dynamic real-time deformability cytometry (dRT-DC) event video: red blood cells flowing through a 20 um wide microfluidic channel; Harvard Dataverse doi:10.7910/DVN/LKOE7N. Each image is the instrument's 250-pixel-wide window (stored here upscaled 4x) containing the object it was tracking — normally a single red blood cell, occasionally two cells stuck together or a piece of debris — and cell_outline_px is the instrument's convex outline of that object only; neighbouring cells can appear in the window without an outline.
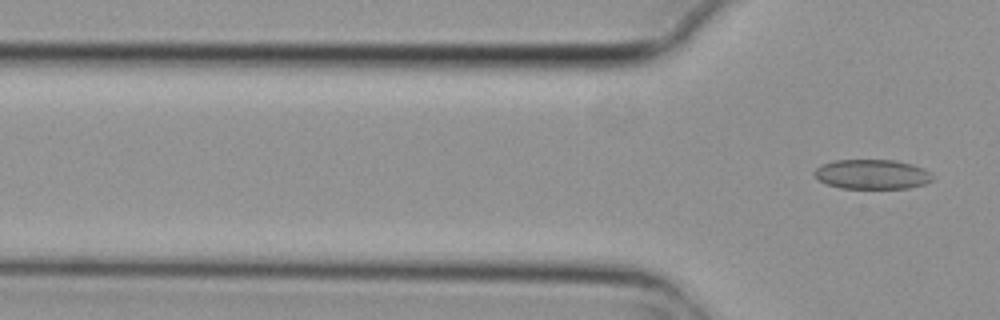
{"species": "common noctule bat (a hibernating species)", "species_latin": "Nyctalus noctula", "temperature_condition": "cold", "stored_images_in_passage": 3, "segment_of_instrument_passage": [2, 2], "camera_frame_rate_fps": 3000, "um_per_image_px": 0.085, "animal": {"sex": "female", "body_mass_g": 29.2, "forearm_length_mm": 56.3}, "frame": {"image": 1, "passage_image": 3, "time_ms": 0.667, "image_size_px": [1000, 320], "cell_outline_px": [[932, 180], [924, 184], [908, 188], [840, 188], [828, 184], [820, 180], [812, 172], [816, 168], [824, 164], [836, 160], [896, 160], [912, 164], [924, 168], [932, 176]], "centroid_in_image_um": [74.14, 14.81], "position_along_channel_um": 51.7, "area_um2": 20.23}}